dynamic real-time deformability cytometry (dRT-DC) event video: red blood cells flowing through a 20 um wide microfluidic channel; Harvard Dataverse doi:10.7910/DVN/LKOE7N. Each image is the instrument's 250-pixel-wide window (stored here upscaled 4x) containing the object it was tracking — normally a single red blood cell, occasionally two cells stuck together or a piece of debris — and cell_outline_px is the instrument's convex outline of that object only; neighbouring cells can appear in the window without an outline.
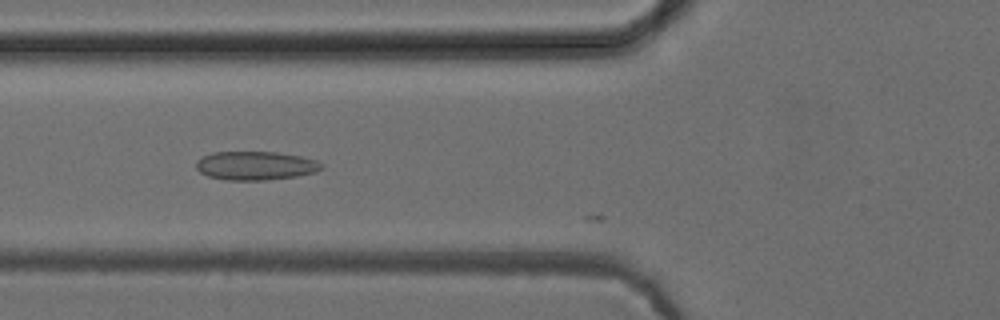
{"species": "common noctule bat (a hibernating species)", "species_latin": "Nyctalus noctula", "temperature_condition": "cold", "stored_images_in_passage": 30, "camera_frame_rate_fps": 3000, "um_per_image_px": 0.085, "animal": {"sex": "female", "body_mass_g": 24.6, "forearm_length_mm": 56.2}, "frame": {"image": 1, "passage_image": 3, "time_ms": 0.667, "image_size_px": [1000, 320], "cell_outline_px": [[324, 168], [316, 172], [296, 176], [264, 180], [228, 180], [208, 176], [200, 172], [196, 168], [196, 160], [212, 152], [276, 152], [300, 156], [316, 160], [324, 164]], "centroid_in_image_um": [21.74, 14.08], "position_along_channel_um": 104.1, "area_um2": 20.98}}
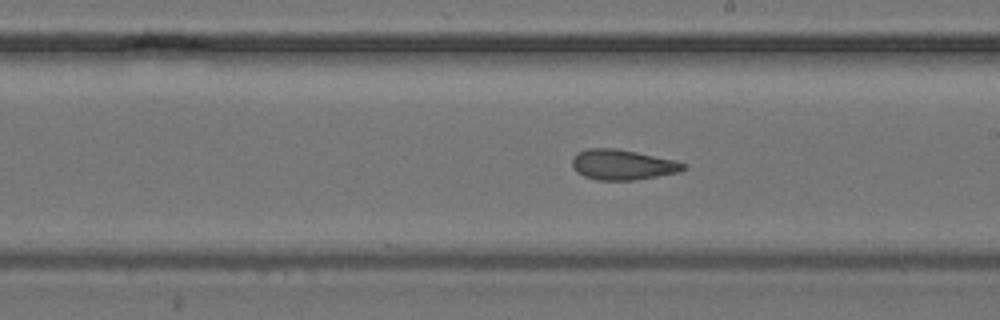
{"frame": {"image": 2, "passage_image": 13, "time_ms": 4.0, "image_size_px": [1000, 320], "cell_outline_px": [[688, 168], [680, 172], [636, 180], [596, 180], [584, 176], [576, 172], [572, 164], [572, 160], [576, 152], [588, 148], [616, 148], [636, 152], [672, 160], [688, 164]], "centroid_in_image_um": [52.91, 14.0], "position_along_channel_um": 236.1, "area_um2": 19.71}}
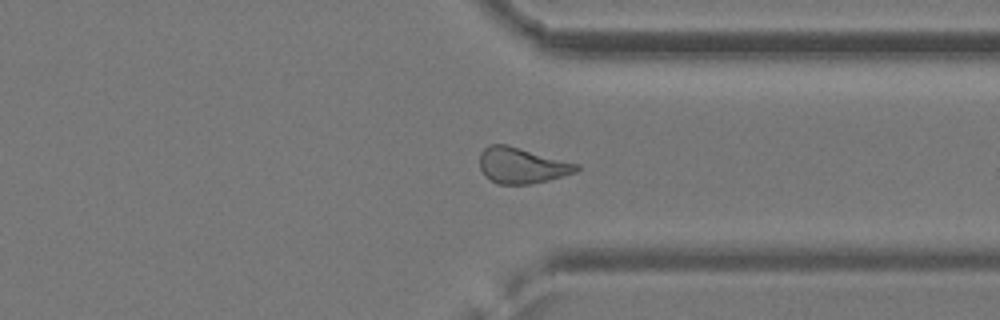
{"frame": {"image": 3, "passage_image": 23, "time_ms": 7.333, "image_size_px": [1000, 320], "cell_outline_px": [[580, 168], [576, 172], [548, 180], [532, 184], [496, 184], [484, 176], [480, 168], [480, 152], [488, 144], [508, 144], [580, 164]], "centroid_in_image_um": [44.34, 14.05], "position_along_channel_um": 367.1, "area_um2": 20.52}, "authors_computed_cell_mechanics": {"area_um2": 19.7676, "velocity_mm_per_s": 3.9456, "shape_relaxation_time_tau1_ms": 8.7125, "shape_relaxation_time_tau2_ms": 1.6345, "deformation_change_tau1": 0.1678, "deformation_change_tau2": 0.0639}}